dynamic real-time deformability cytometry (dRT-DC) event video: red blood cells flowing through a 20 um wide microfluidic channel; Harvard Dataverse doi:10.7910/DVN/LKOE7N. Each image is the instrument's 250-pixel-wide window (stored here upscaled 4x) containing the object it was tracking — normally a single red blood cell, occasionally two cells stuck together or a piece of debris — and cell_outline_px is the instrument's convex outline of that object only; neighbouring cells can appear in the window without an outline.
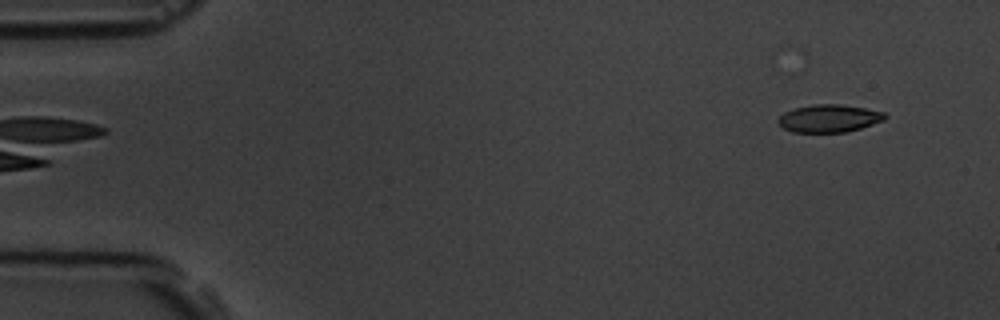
{"species": "common noctule bat (a hibernating species)", "species_latin": "Nyctalus noctula", "temperature_condition": "room temperature", "stored_images_in_passage": 5, "camera_frame_rate_fps": 3000, "um_per_image_px": 0.085, "animal": {"sex": "male", "body_mass_g": 19.5, "forearm_length_mm": 54.6}, "frame": {"image": 1, "passage_image": 5, "time_ms": 5.667, "image_size_px": [1000, 320], "cell_outline_px": [[888, 116], [884, 120], [848, 132], [792, 132], [784, 128], [776, 120], [784, 112], [796, 108], [812, 104], [840, 104], [864, 108], [884, 112]], "centroid_in_image_um": [70.47, 10.06], "position_along_channel_um": 14.5, "area_um2": 17.17}}